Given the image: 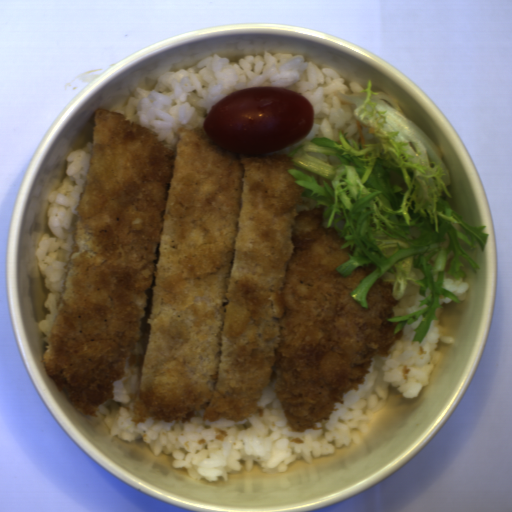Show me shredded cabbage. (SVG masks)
<instances>
[{
    "label": "shredded cabbage",
    "instance_id": "1791243f",
    "mask_svg": "<svg viewBox=\"0 0 512 512\" xmlns=\"http://www.w3.org/2000/svg\"><path fill=\"white\" fill-rule=\"evenodd\" d=\"M367 80L354 94H337L353 109L358 130L339 140L315 137L287 156L294 182L305 188L297 213L323 206L325 228H334L346 241L348 259L337 267L346 278L360 266H376L350 293L369 309L368 295L378 278L393 285L398 299L388 323L394 335L421 317L412 331L423 343L440 297L459 298L444 286V274L467 277L460 256L472 267L476 261L463 249L484 251L490 235L485 226L467 225L453 209L452 182L437 144L409 118L397 98L374 91Z\"/></svg>",
    "mask_w": 512,
    "mask_h": 512
}]
</instances>
